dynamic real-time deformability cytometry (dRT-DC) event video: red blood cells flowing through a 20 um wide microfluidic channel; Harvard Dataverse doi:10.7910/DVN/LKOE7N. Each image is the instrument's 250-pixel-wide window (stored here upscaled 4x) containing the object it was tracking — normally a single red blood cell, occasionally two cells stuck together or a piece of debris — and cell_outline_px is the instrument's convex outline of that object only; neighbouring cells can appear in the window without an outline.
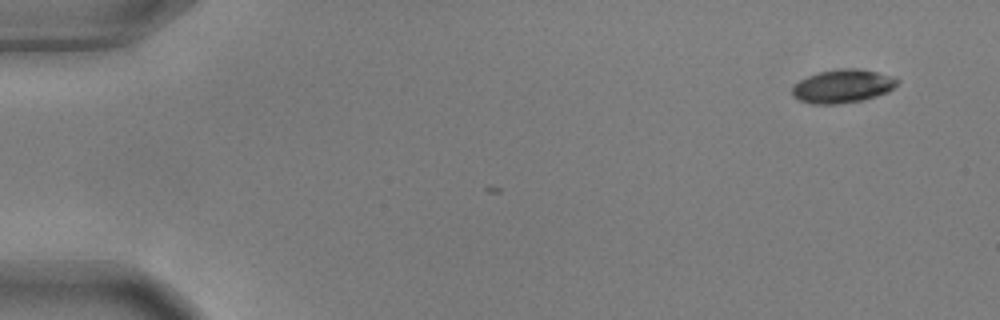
{"species": "common noctule bat (a hibernating species)", "species_latin": "Nyctalus noctula", "temperature_condition": "warm", "stored_images_in_passage": 5, "camera_frame_rate_fps": 3000, "um_per_image_px": 0.085, "animal": {"sex": "male", "body_mass_g": 17.9, "forearm_length_mm": 54.2}, "frame": {"image": 1, "passage_image": 5, "time_ms": 1.333, "image_size_px": [1000, 320], "cell_outline_px": [[900, 80], [888, 92], [864, 100], [836, 104], [812, 104], [800, 100], [792, 96], [792, 88], [800, 80], [808, 76], [820, 72], [840, 68], [856, 68], [896, 76]], "centroid_in_image_um": [71.65, 7.32], "position_along_channel_um": 13.4, "area_um2": 20.46}}